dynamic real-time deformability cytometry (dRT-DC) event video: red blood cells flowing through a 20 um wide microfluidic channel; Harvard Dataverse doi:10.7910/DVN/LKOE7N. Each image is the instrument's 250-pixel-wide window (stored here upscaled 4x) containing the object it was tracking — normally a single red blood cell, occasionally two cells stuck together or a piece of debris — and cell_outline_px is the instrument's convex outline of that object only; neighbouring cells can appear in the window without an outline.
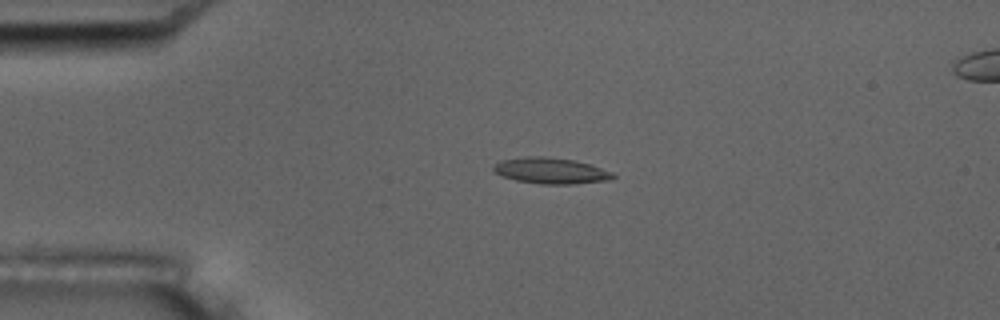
{"species": "common noctule bat (a hibernating species)", "species_latin": "Nyctalus noctula", "temperature_condition": "room temperature", "stored_images_in_passage": 54, "camera_frame_rate_fps": 3000, "um_per_image_px": 0.085, "animal": {"sex": "male", "body_mass_g": 17.5, "forearm_length_mm": 52.3}, "frame": {"image": 1, "passage_image": 12, "time_ms": 3.667, "image_size_px": [1000, 320], "cell_outline_px": [[616, 176], [612, 180], [576, 184], [540, 184], [516, 180], [500, 176], [492, 168], [500, 160], [524, 156], [544, 156], [576, 160], [612, 172]], "centroid_in_image_um": [46.82, 14.51], "position_along_channel_um": 38.2, "area_um2": 18.26}}
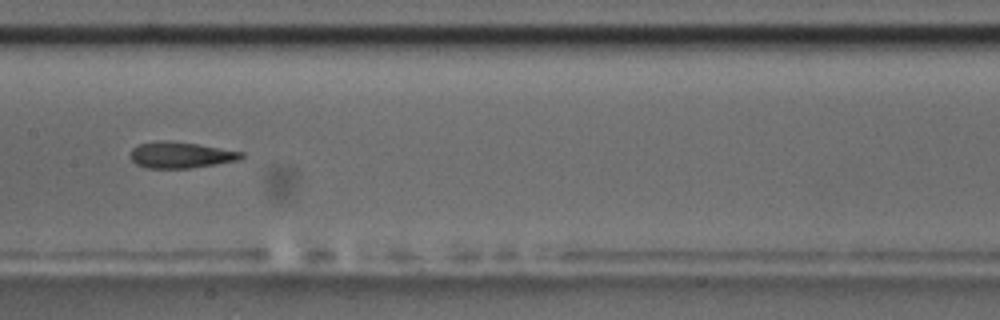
{"frame": {"image": 2, "passage_image": 27, "time_ms": 8.667, "image_size_px": [1000, 320], "cell_outline_px": [[244, 156], [240, 160], [216, 164], [188, 168], [148, 168], [136, 164], [128, 156], [128, 152], [136, 144], [160, 140], [168, 140], [196, 144], [244, 152]], "centroid_in_image_um": [15.3, 13.17], "position_along_channel_um": 192.1, "area_um2": 17.11}}
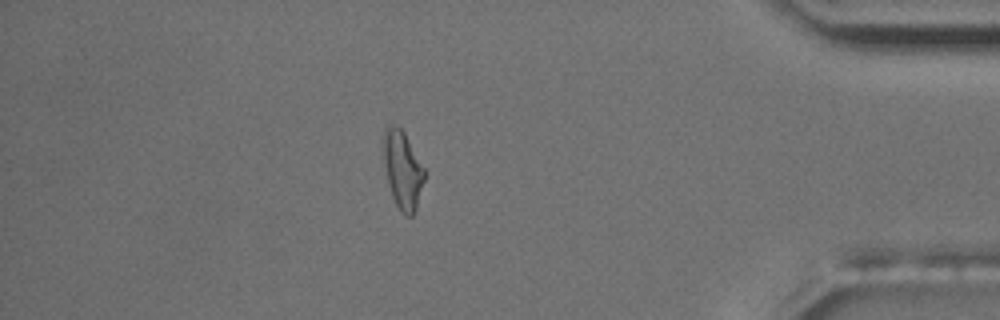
{"frame": {"image": 3, "passage_image": 47, "time_ms": 15.333, "image_size_px": [1000, 320], "cell_outline_px": [[424, 180], [416, 208], [412, 216], [404, 216], [400, 212], [392, 196], [388, 184], [384, 164], [380, 140], [384, 128], [388, 124], [396, 124], [404, 132], [424, 168]], "centroid_in_image_um": [34.16, 14.38], "position_along_channel_um": 401.0, "area_um2": 18.96}, "authors_computed_cell_mechanics": {"area_um2": 17.1666, "velocity_mm_per_s": 3.7153, "shape_relaxation_time_tau1_ms": null, "shape_relaxation_time_tau2_ms": 3.9912, "deformation_change_tau1": null, "deformation_change_tau2": 0.1205}}